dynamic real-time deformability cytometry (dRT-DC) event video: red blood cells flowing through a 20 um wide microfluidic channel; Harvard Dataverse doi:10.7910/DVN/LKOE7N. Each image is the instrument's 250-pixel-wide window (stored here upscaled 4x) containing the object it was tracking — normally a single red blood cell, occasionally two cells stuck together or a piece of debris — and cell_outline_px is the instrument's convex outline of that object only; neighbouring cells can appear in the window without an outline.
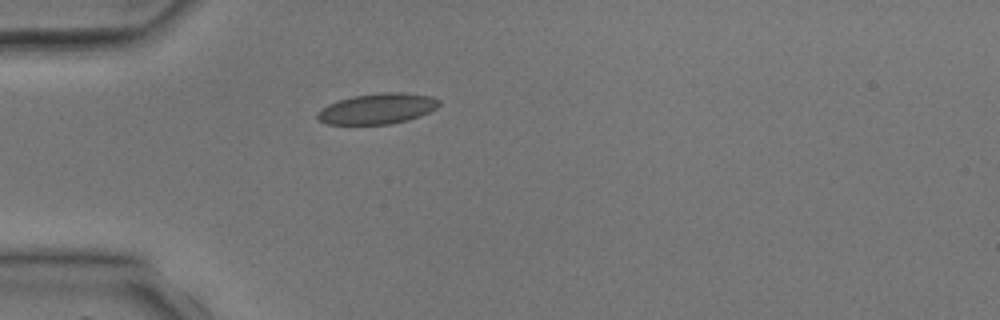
{"species": "common noctule bat (a hibernating species)", "species_latin": "Nyctalus noctula", "temperature_condition": "room temperature", "stored_images_in_passage": 3, "camera_frame_rate_fps": 3000, "um_per_image_px": 0.085, "animal": {"sex": "male", "body_mass_g": 17.9, "forearm_length_mm": 54.2}, "frame": {"image": 1, "passage_image": 3, "time_ms": 3.333, "image_size_px": [1000, 320], "cell_outline_px": [[440, 104], [436, 108], [420, 116], [408, 120], [392, 124], [328, 124], [320, 120], [316, 116], [316, 112], [328, 104], [352, 96], [380, 92], [400, 92], [432, 96], [440, 100]], "centroid_in_image_um": [32.09, 9.23], "position_along_channel_um": 52.9, "area_um2": 21.73}}